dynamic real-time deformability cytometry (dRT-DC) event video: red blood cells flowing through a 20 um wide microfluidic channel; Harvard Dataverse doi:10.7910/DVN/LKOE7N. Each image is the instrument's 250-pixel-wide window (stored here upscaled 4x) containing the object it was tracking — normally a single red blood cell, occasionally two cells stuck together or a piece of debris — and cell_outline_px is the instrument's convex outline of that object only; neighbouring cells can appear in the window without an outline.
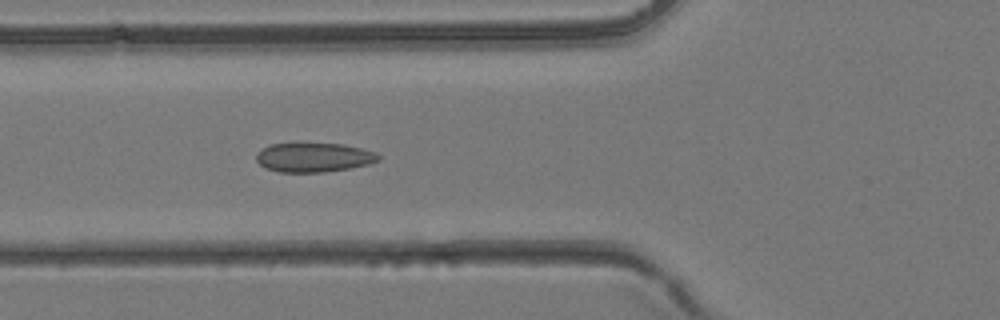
{"species": "common noctule bat (a hibernating species)", "species_latin": "Nyctalus noctula", "temperature_condition": "room temperature", "stored_images_in_passage": 43, "camera_frame_rate_fps": 3000, "um_per_image_px": 0.085, "animal": {"sex": "female", "body_mass_g": 24.6, "forearm_length_mm": 56.2}, "frame": {"image": 1, "passage_image": 16, "time_ms": 5.0, "image_size_px": [1000, 320], "cell_outline_px": [[380, 160], [368, 164], [348, 168], [324, 172], [280, 172], [264, 168], [256, 160], [256, 152], [272, 144], [344, 144], [376, 152], [380, 156]], "centroid_in_image_um": [26.66, 13.39], "position_along_channel_um": 99.1, "area_um2": 20.63}}
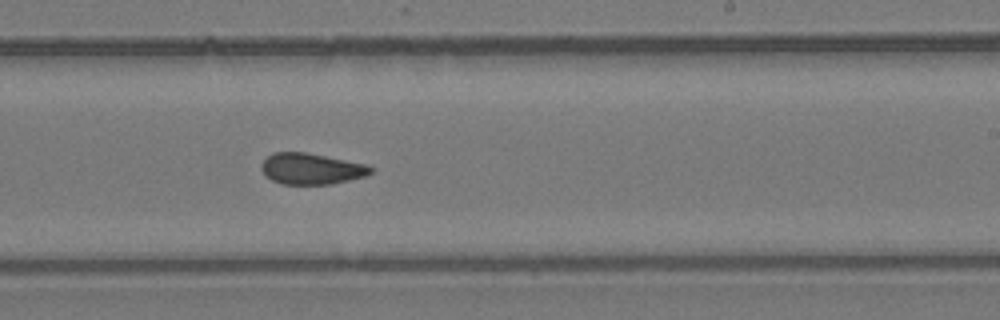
{"frame": {"image": 2, "passage_image": 26, "time_ms": 8.333, "image_size_px": [1000, 320], "cell_outline_px": [[372, 172], [368, 176], [332, 184], [284, 184], [272, 180], [264, 176], [260, 168], [260, 164], [272, 152], [308, 152], [368, 164], [372, 168]], "centroid_in_image_um": [26.47, 14.34], "position_along_channel_um": 262.5, "area_um2": 20.17}}
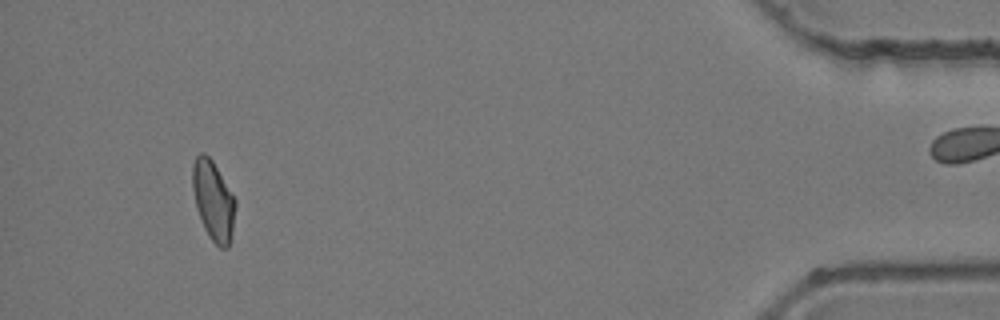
{"frame": {"image": 3, "passage_image": 40, "time_ms": 13.0, "image_size_px": [1000, 320], "cell_outline_px": [[236, 204], [232, 232], [228, 248], [220, 248], [208, 236], [204, 228], [196, 208], [192, 188], [192, 164], [196, 156], [200, 152], [204, 152], [212, 160], [236, 200]], "centroid_in_image_um": [18.11, 17.04], "position_along_channel_um": 417.1, "area_um2": 19.88}}